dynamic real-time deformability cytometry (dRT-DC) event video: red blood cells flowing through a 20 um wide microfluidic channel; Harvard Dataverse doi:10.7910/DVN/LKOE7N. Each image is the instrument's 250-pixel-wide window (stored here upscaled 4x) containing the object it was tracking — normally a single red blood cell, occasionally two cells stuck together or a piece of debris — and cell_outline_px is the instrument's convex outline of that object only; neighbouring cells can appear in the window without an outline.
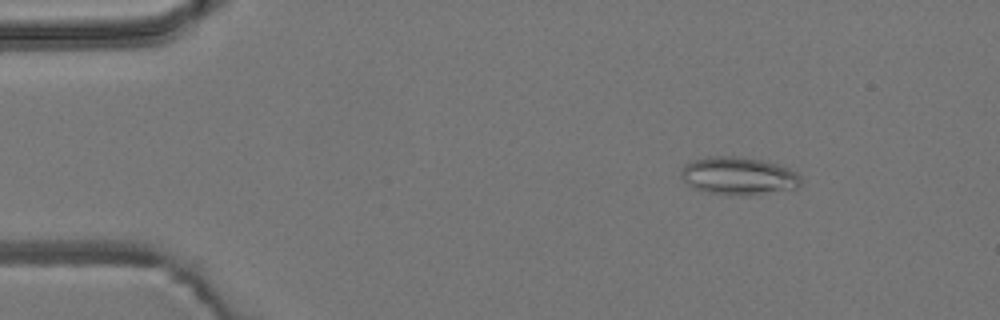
{"species": "common noctule bat (a hibernating species)", "species_latin": "Nyctalus noctula", "temperature_condition": "room temperature", "stored_images_in_passage": 47, "camera_frame_rate_fps": 3000, "um_per_image_px": 0.085, "animal": {"sex": "male", "body_mass_g": 19.2, "forearm_length_mm": 51.8}, "frame": {"image": 1, "passage_image": 1, "time_ms": 0.0, "image_size_px": [1000, 320], "cell_outline_px": [[800, 184], [796, 188], [740, 196], [732, 196], [708, 192], [696, 188], [688, 184], [680, 176], [680, 168], [684, 164], [692, 160], [712, 156], [736, 156], [764, 160], [788, 168], [796, 172], [800, 176]], "centroid_in_image_um": [62.73, 14.94], "position_along_channel_um": 22.3, "area_um2": 26.36}}
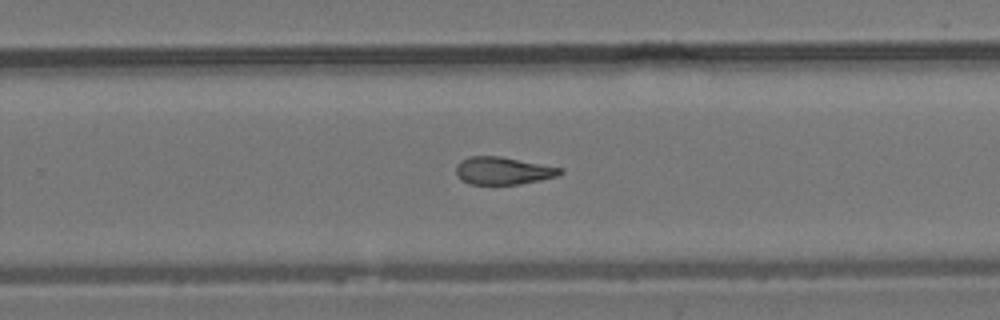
{"frame": {"image": 2, "passage_image": 28, "time_ms": 9.0, "image_size_px": [1000, 320], "cell_outline_px": [[564, 172], [556, 176], [540, 180], [520, 184], [468, 184], [460, 180], [456, 172], [456, 164], [460, 160], [468, 156], [500, 156], [564, 168]], "centroid_in_image_um": [42.74, 14.51], "position_along_channel_um": 287.1, "area_um2": 16.88}}
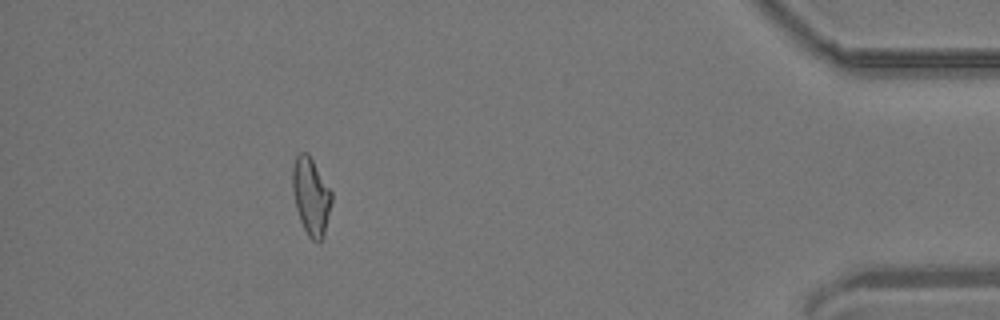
{"frame": {"image": 3, "passage_image": 42, "time_ms": 13.667, "image_size_px": [1000, 320], "cell_outline_px": [[332, 200], [324, 236], [320, 244], [312, 240], [308, 236], [300, 220], [296, 208], [292, 192], [292, 168], [296, 156], [300, 152], [308, 152], [332, 192]], "centroid_in_image_um": [26.43, 16.7], "position_along_channel_um": 408.8, "area_um2": 17.8}, "authors_computed_cell_mechanics": {"area_um2": 17.8024, "velocity_mm_per_s": 3.8287, "shape_relaxation_time_tau1_ms": null, "shape_relaxation_time_tau2_ms": 5.0077, "deformation_change_tau1": null, "deformation_change_tau2": 0.1504}}